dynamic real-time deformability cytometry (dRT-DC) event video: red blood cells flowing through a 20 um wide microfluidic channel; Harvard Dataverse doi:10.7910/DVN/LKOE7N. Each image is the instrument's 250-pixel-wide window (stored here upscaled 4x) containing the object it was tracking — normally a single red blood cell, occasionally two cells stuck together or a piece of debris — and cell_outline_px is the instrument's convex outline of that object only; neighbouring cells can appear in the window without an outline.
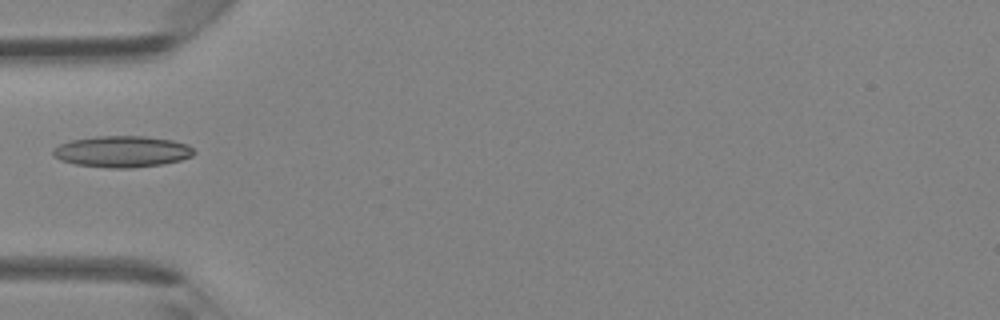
{"species": "Egyptian fruit bat (a non-hibernating species)", "species_latin": "Rousettus aegyptiacus", "temperature_condition": "room temperature", "stored_images_in_passage": 4, "camera_frame_rate_fps": 3000, "um_per_image_px": 0.085, "animal": {"sex": "female"}, "frame": {"image": 1, "passage_image": 4, "time_ms": 1.0, "image_size_px": [1000, 320], "cell_outline_px": [[196, 152], [192, 156], [180, 160], [164, 164], [132, 168], [108, 168], [76, 164], [60, 160], [52, 156], [52, 148], [60, 144], [72, 140], [96, 136], [144, 136], [172, 140], [188, 144]], "centroid_in_image_um": [10.37, 12.88], "position_along_channel_um": 74.6, "area_um2": 25.89}}